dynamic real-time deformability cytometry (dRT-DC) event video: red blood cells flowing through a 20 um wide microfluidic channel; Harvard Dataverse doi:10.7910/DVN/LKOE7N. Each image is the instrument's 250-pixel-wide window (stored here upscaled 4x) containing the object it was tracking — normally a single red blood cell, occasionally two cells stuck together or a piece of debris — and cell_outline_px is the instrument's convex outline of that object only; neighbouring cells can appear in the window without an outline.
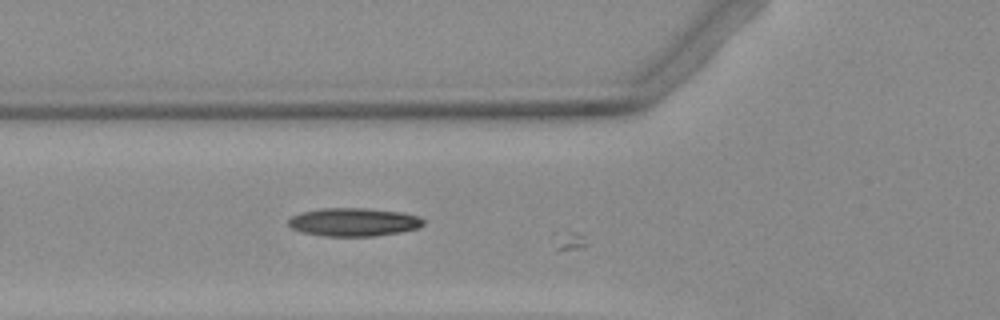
{"species": "Egyptian fruit bat (a non-hibernating species)", "species_latin": "Rousettus aegyptiacus", "temperature_condition": "warm", "stored_images_in_passage": 8, "camera_frame_rate_fps": 3000, "um_per_image_px": 0.085, "animal": {"sex": "female"}, "frame": {"image": 1, "passage_image": 7, "time_ms": 2.0, "image_size_px": [1000, 320], "cell_outline_px": [[424, 224], [416, 228], [400, 232], [372, 236], [320, 236], [300, 232], [292, 228], [288, 224], [288, 220], [292, 216], [300, 212], [324, 208], [364, 208], [400, 212], [416, 216], [424, 220]], "centroid_in_image_um": [30.0, 18.88], "position_along_channel_um": 95.8, "area_um2": 22.14}}